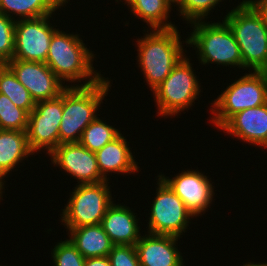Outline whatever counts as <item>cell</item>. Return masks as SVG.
<instances>
[{
  "label": "cell",
  "instance_id": "cell-29",
  "mask_svg": "<svg viewBox=\"0 0 267 266\" xmlns=\"http://www.w3.org/2000/svg\"><path fill=\"white\" fill-rule=\"evenodd\" d=\"M108 257L111 266H141L134 245H114Z\"/></svg>",
  "mask_w": 267,
  "mask_h": 266
},
{
  "label": "cell",
  "instance_id": "cell-8",
  "mask_svg": "<svg viewBox=\"0 0 267 266\" xmlns=\"http://www.w3.org/2000/svg\"><path fill=\"white\" fill-rule=\"evenodd\" d=\"M71 193L59 217L67 230L101 224L108 207L114 202L108 180L95 184H76Z\"/></svg>",
  "mask_w": 267,
  "mask_h": 266
},
{
  "label": "cell",
  "instance_id": "cell-19",
  "mask_svg": "<svg viewBox=\"0 0 267 266\" xmlns=\"http://www.w3.org/2000/svg\"><path fill=\"white\" fill-rule=\"evenodd\" d=\"M30 155H34V152L29 147L26 131L0 130L1 182L4 184V180L12 170L14 171L16 166L23 160H27Z\"/></svg>",
  "mask_w": 267,
  "mask_h": 266
},
{
  "label": "cell",
  "instance_id": "cell-22",
  "mask_svg": "<svg viewBox=\"0 0 267 266\" xmlns=\"http://www.w3.org/2000/svg\"><path fill=\"white\" fill-rule=\"evenodd\" d=\"M57 9L51 0H0V13L14 20L53 15Z\"/></svg>",
  "mask_w": 267,
  "mask_h": 266
},
{
  "label": "cell",
  "instance_id": "cell-30",
  "mask_svg": "<svg viewBox=\"0 0 267 266\" xmlns=\"http://www.w3.org/2000/svg\"><path fill=\"white\" fill-rule=\"evenodd\" d=\"M262 16L265 25L267 26V0H247Z\"/></svg>",
  "mask_w": 267,
  "mask_h": 266
},
{
  "label": "cell",
  "instance_id": "cell-15",
  "mask_svg": "<svg viewBox=\"0 0 267 266\" xmlns=\"http://www.w3.org/2000/svg\"><path fill=\"white\" fill-rule=\"evenodd\" d=\"M180 237L161 234H143L135 247L141 266H185L176 244ZM184 261V262H183Z\"/></svg>",
  "mask_w": 267,
  "mask_h": 266
},
{
  "label": "cell",
  "instance_id": "cell-12",
  "mask_svg": "<svg viewBox=\"0 0 267 266\" xmlns=\"http://www.w3.org/2000/svg\"><path fill=\"white\" fill-rule=\"evenodd\" d=\"M158 177L184 202L195 217L205 214L215 200L213 199L215 186L212 185L214 182L197 169L183 170L172 178L165 177L164 174H159Z\"/></svg>",
  "mask_w": 267,
  "mask_h": 266
},
{
  "label": "cell",
  "instance_id": "cell-27",
  "mask_svg": "<svg viewBox=\"0 0 267 266\" xmlns=\"http://www.w3.org/2000/svg\"><path fill=\"white\" fill-rule=\"evenodd\" d=\"M51 250L54 266H84L85 258L69 239L58 242Z\"/></svg>",
  "mask_w": 267,
  "mask_h": 266
},
{
  "label": "cell",
  "instance_id": "cell-20",
  "mask_svg": "<svg viewBox=\"0 0 267 266\" xmlns=\"http://www.w3.org/2000/svg\"><path fill=\"white\" fill-rule=\"evenodd\" d=\"M69 240L84 258L108 256L114 244L101 224L71 228Z\"/></svg>",
  "mask_w": 267,
  "mask_h": 266
},
{
  "label": "cell",
  "instance_id": "cell-35",
  "mask_svg": "<svg viewBox=\"0 0 267 266\" xmlns=\"http://www.w3.org/2000/svg\"><path fill=\"white\" fill-rule=\"evenodd\" d=\"M125 2L123 3L124 5L127 4L130 0H124Z\"/></svg>",
  "mask_w": 267,
  "mask_h": 266
},
{
  "label": "cell",
  "instance_id": "cell-10",
  "mask_svg": "<svg viewBox=\"0 0 267 266\" xmlns=\"http://www.w3.org/2000/svg\"><path fill=\"white\" fill-rule=\"evenodd\" d=\"M63 91L50 100L35 103L28 115L27 138L35 153L46 150L50 154L59 145V127L62 121Z\"/></svg>",
  "mask_w": 267,
  "mask_h": 266
},
{
  "label": "cell",
  "instance_id": "cell-33",
  "mask_svg": "<svg viewBox=\"0 0 267 266\" xmlns=\"http://www.w3.org/2000/svg\"><path fill=\"white\" fill-rule=\"evenodd\" d=\"M242 266V265H241ZM243 266H267V263H256L255 262H246V264H243Z\"/></svg>",
  "mask_w": 267,
  "mask_h": 266
},
{
  "label": "cell",
  "instance_id": "cell-2",
  "mask_svg": "<svg viewBox=\"0 0 267 266\" xmlns=\"http://www.w3.org/2000/svg\"><path fill=\"white\" fill-rule=\"evenodd\" d=\"M144 32L147 33L136 41L137 64L141 68L150 90L153 91L186 55L182 44L187 45L188 40L186 38L184 42L181 41L177 27L144 30Z\"/></svg>",
  "mask_w": 267,
  "mask_h": 266
},
{
  "label": "cell",
  "instance_id": "cell-25",
  "mask_svg": "<svg viewBox=\"0 0 267 266\" xmlns=\"http://www.w3.org/2000/svg\"><path fill=\"white\" fill-rule=\"evenodd\" d=\"M28 113L0 93V130L27 131Z\"/></svg>",
  "mask_w": 267,
  "mask_h": 266
},
{
  "label": "cell",
  "instance_id": "cell-11",
  "mask_svg": "<svg viewBox=\"0 0 267 266\" xmlns=\"http://www.w3.org/2000/svg\"><path fill=\"white\" fill-rule=\"evenodd\" d=\"M50 18L52 15L15 21L12 59L46 62L51 38L57 30Z\"/></svg>",
  "mask_w": 267,
  "mask_h": 266
},
{
  "label": "cell",
  "instance_id": "cell-23",
  "mask_svg": "<svg viewBox=\"0 0 267 266\" xmlns=\"http://www.w3.org/2000/svg\"><path fill=\"white\" fill-rule=\"evenodd\" d=\"M0 93L6 95L17 107L24 109L28 114L35 107V101L29 91L6 64H0Z\"/></svg>",
  "mask_w": 267,
  "mask_h": 266
},
{
  "label": "cell",
  "instance_id": "cell-5",
  "mask_svg": "<svg viewBox=\"0 0 267 266\" xmlns=\"http://www.w3.org/2000/svg\"><path fill=\"white\" fill-rule=\"evenodd\" d=\"M190 24L193 31L190 33L191 36L187 37L188 46L196 50L201 65L214 63L217 66L230 65L243 69L239 46L231 28L224 20L216 23L195 21Z\"/></svg>",
  "mask_w": 267,
  "mask_h": 266
},
{
  "label": "cell",
  "instance_id": "cell-32",
  "mask_svg": "<svg viewBox=\"0 0 267 266\" xmlns=\"http://www.w3.org/2000/svg\"><path fill=\"white\" fill-rule=\"evenodd\" d=\"M51 1L59 9V8L63 7L64 5L66 6V3H68V1H70V0H51Z\"/></svg>",
  "mask_w": 267,
  "mask_h": 266
},
{
  "label": "cell",
  "instance_id": "cell-3",
  "mask_svg": "<svg viewBox=\"0 0 267 266\" xmlns=\"http://www.w3.org/2000/svg\"><path fill=\"white\" fill-rule=\"evenodd\" d=\"M110 82L103 77L90 86H67L63 90L59 144L80 142L84 129L98 116L96 112L111 89Z\"/></svg>",
  "mask_w": 267,
  "mask_h": 266
},
{
  "label": "cell",
  "instance_id": "cell-21",
  "mask_svg": "<svg viewBox=\"0 0 267 266\" xmlns=\"http://www.w3.org/2000/svg\"><path fill=\"white\" fill-rule=\"evenodd\" d=\"M174 0H130L126 6L129 7L134 16L142 19L150 30L171 29L175 26L168 21L169 13ZM172 5V6H171Z\"/></svg>",
  "mask_w": 267,
  "mask_h": 266
},
{
  "label": "cell",
  "instance_id": "cell-9",
  "mask_svg": "<svg viewBox=\"0 0 267 266\" xmlns=\"http://www.w3.org/2000/svg\"><path fill=\"white\" fill-rule=\"evenodd\" d=\"M156 197L148 216V233L173 235L181 238L189 227L190 217L195 216L186 208L184 202L159 177ZM189 223V224H188Z\"/></svg>",
  "mask_w": 267,
  "mask_h": 266
},
{
  "label": "cell",
  "instance_id": "cell-28",
  "mask_svg": "<svg viewBox=\"0 0 267 266\" xmlns=\"http://www.w3.org/2000/svg\"><path fill=\"white\" fill-rule=\"evenodd\" d=\"M15 21L0 13V64H7L14 54Z\"/></svg>",
  "mask_w": 267,
  "mask_h": 266
},
{
  "label": "cell",
  "instance_id": "cell-24",
  "mask_svg": "<svg viewBox=\"0 0 267 266\" xmlns=\"http://www.w3.org/2000/svg\"><path fill=\"white\" fill-rule=\"evenodd\" d=\"M121 134L119 129L110 126L98 116L84 129L80 144L92 152L100 150Z\"/></svg>",
  "mask_w": 267,
  "mask_h": 266
},
{
  "label": "cell",
  "instance_id": "cell-6",
  "mask_svg": "<svg viewBox=\"0 0 267 266\" xmlns=\"http://www.w3.org/2000/svg\"><path fill=\"white\" fill-rule=\"evenodd\" d=\"M234 80L212 101L209 119L220 129L233 115L267 103V72L253 71Z\"/></svg>",
  "mask_w": 267,
  "mask_h": 266
},
{
  "label": "cell",
  "instance_id": "cell-16",
  "mask_svg": "<svg viewBox=\"0 0 267 266\" xmlns=\"http://www.w3.org/2000/svg\"><path fill=\"white\" fill-rule=\"evenodd\" d=\"M219 130L249 144L267 148V103L236 113Z\"/></svg>",
  "mask_w": 267,
  "mask_h": 266
},
{
  "label": "cell",
  "instance_id": "cell-4",
  "mask_svg": "<svg viewBox=\"0 0 267 266\" xmlns=\"http://www.w3.org/2000/svg\"><path fill=\"white\" fill-rule=\"evenodd\" d=\"M240 49L243 69L267 72V26L262 16L243 0L224 16Z\"/></svg>",
  "mask_w": 267,
  "mask_h": 266
},
{
  "label": "cell",
  "instance_id": "cell-7",
  "mask_svg": "<svg viewBox=\"0 0 267 266\" xmlns=\"http://www.w3.org/2000/svg\"><path fill=\"white\" fill-rule=\"evenodd\" d=\"M192 68L190 59L185 55L172 69L164 81L152 92L159 117L178 116L194 106L200 96L201 85Z\"/></svg>",
  "mask_w": 267,
  "mask_h": 266
},
{
  "label": "cell",
  "instance_id": "cell-1",
  "mask_svg": "<svg viewBox=\"0 0 267 266\" xmlns=\"http://www.w3.org/2000/svg\"><path fill=\"white\" fill-rule=\"evenodd\" d=\"M79 36L57 28L51 38L45 63L64 84L65 81L71 84L75 81L81 83L85 79L83 83L74 86H90L104 76L94 70L93 61L96 55Z\"/></svg>",
  "mask_w": 267,
  "mask_h": 266
},
{
  "label": "cell",
  "instance_id": "cell-14",
  "mask_svg": "<svg viewBox=\"0 0 267 266\" xmlns=\"http://www.w3.org/2000/svg\"><path fill=\"white\" fill-rule=\"evenodd\" d=\"M51 162L72 175L77 184H95L105 181L101 176L95 152L79 142L59 144L50 154Z\"/></svg>",
  "mask_w": 267,
  "mask_h": 266
},
{
  "label": "cell",
  "instance_id": "cell-18",
  "mask_svg": "<svg viewBox=\"0 0 267 266\" xmlns=\"http://www.w3.org/2000/svg\"><path fill=\"white\" fill-rule=\"evenodd\" d=\"M122 133L113 141L107 143L100 150L95 152L96 160L101 176L110 180L109 173L129 174L137 173L140 167L134 159L131 148Z\"/></svg>",
  "mask_w": 267,
  "mask_h": 266
},
{
  "label": "cell",
  "instance_id": "cell-34",
  "mask_svg": "<svg viewBox=\"0 0 267 266\" xmlns=\"http://www.w3.org/2000/svg\"><path fill=\"white\" fill-rule=\"evenodd\" d=\"M4 186H5V184H3V183L1 182V180H0V201L3 200V199H2V197H3V196H2V195H3L2 193H4V192H3L2 190L5 189Z\"/></svg>",
  "mask_w": 267,
  "mask_h": 266
},
{
  "label": "cell",
  "instance_id": "cell-17",
  "mask_svg": "<svg viewBox=\"0 0 267 266\" xmlns=\"http://www.w3.org/2000/svg\"><path fill=\"white\" fill-rule=\"evenodd\" d=\"M137 213H134L130 207L112 203L101 225L105 233L114 245H136L141 238L140 226L138 225Z\"/></svg>",
  "mask_w": 267,
  "mask_h": 266
},
{
  "label": "cell",
  "instance_id": "cell-26",
  "mask_svg": "<svg viewBox=\"0 0 267 266\" xmlns=\"http://www.w3.org/2000/svg\"><path fill=\"white\" fill-rule=\"evenodd\" d=\"M219 2L222 0H174V4L179 8H177L179 15H182L187 23L205 21L210 11L212 12L215 6L220 4Z\"/></svg>",
  "mask_w": 267,
  "mask_h": 266
},
{
  "label": "cell",
  "instance_id": "cell-13",
  "mask_svg": "<svg viewBox=\"0 0 267 266\" xmlns=\"http://www.w3.org/2000/svg\"><path fill=\"white\" fill-rule=\"evenodd\" d=\"M36 102L58 97L67 86L44 62L12 59L6 64Z\"/></svg>",
  "mask_w": 267,
  "mask_h": 266
},
{
  "label": "cell",
  "instance_id": "cell-31",
  "mask_svg": "<svg viewBox=\"0 0 267 266\" xmlns=\"http://www.w3.org/2000/svg\"><path fill=\"white\" fill-rule=\"evenodd\" d=\"M84 266H111L108 256L85 258Z\"/></svg>",
  "mask_w": 267,
  "mask_h": 266
}]
</instances>
